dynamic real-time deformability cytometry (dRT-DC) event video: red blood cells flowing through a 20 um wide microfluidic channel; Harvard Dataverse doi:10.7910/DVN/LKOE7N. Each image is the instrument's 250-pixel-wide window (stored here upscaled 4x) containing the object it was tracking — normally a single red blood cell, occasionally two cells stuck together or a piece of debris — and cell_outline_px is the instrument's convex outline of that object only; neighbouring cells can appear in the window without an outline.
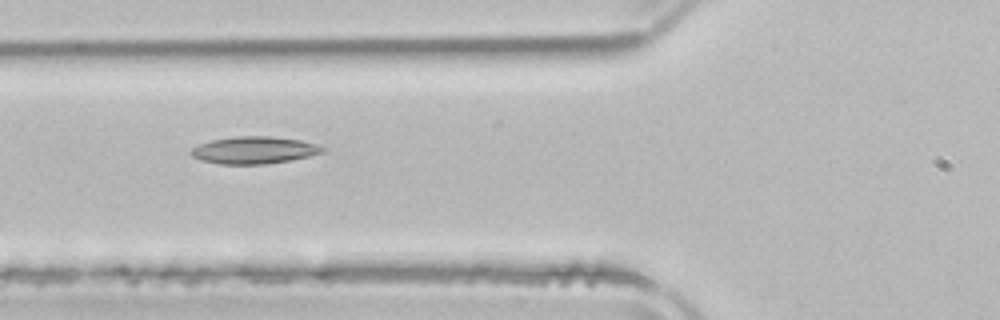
{"species": "common noctule bat (a hibernating species)", "species_latin": "Nyctalus noctula", "temperature_condition": "room temperature", "stored_images_in_passage": 5, "camera_frame_rate_fps": 3000, "um_per_image_px": 0.085, "animal": {"sex": "male", "body_mass_g": 21.5, "forearm_length_mm": 52.0}, "frame": {"image": 1, "passage_image": 4, "time_ms": 4.333, "image_size_px": [1000, 320], "cell_outline_px": [[328, 148], [324, 152], [308, 156], [288, 160], [264, 164], [220, 164], [200, 160], [192, 156], [188, 152], [192, 148], [200, 144], [212, 140], [236, 136], [268, 136], [300, 140], [316, 144]], "centroid_in_image_um": [21.59, 12.76], "position_along_channel_um": 104.2, "area_um2": 20.75}}
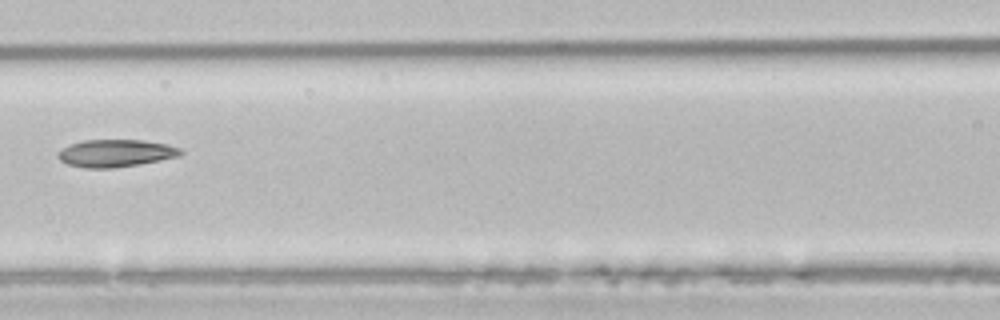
{"frame": {"image": 2, "passage_image": 5, "time_ms": 5.667, "image_size_px": [1000, 320], "cell_outline_px": [[184, 152], [180, 156], [140, 164], [112, 168], [88, 168], [68, 164], [60, 160], [56, 156], [68, 144], [84, 140], [144, 140], [168, 144], [180, 148]], "centroid_in_image_um": [9.87, 13.01], "position_along_channel_um": 156.7, "area_um2": 19.59}}